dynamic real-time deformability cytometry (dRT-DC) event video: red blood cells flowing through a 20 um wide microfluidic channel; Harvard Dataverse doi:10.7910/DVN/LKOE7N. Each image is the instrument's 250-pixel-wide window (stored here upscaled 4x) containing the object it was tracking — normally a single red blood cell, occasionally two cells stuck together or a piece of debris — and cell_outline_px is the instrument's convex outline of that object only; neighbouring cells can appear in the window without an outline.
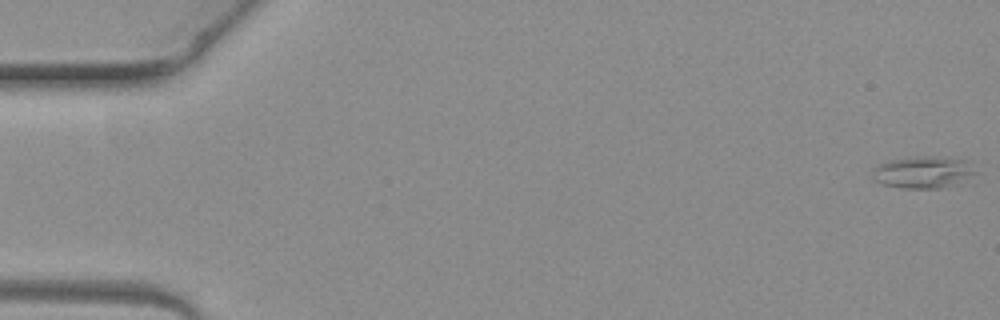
{"species": "common noctule bat (a hibernating species)", "species_latin": "Nyctalus noctula", "temperature_condition": "warm", "stored_images_in_passage": 6, "camera_frame_rate_fps": 3000, "um_per_image_px": 0.085, "animal": {"sex": "female", "body_mass_g": 19.3, "forearm_length_mm": 54.1}, "frame": {"image": 1, "passage_image": 1, "time_ms": 0.0, "image_size_px": [1000, 320], "cell_outline_px": [[980, 172], [940, 188], [904, 188], [884, 184], [872, 180], [872, 172], [876, 164], [888, 160], [916, 156], [932, 156], [972, 160]], "centroid_in_image_um": [78.47, 14.6], "position_along_channel_um": 6.5, "area_um2": 19.42}}
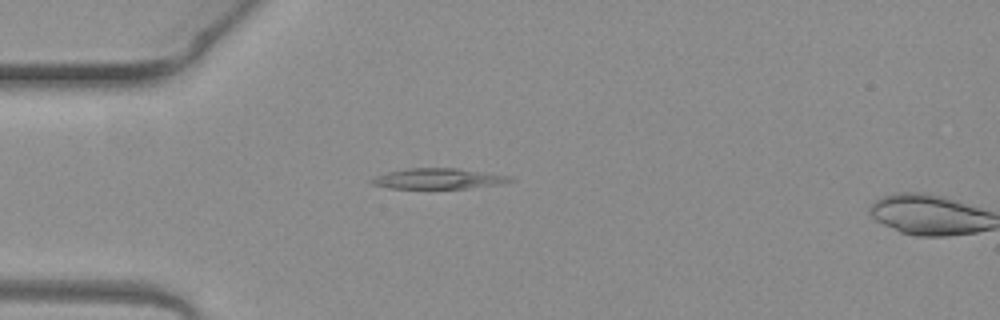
{"frame": {"image": 2, "passage_image": 5, "time_ms": 1.333, "image_size_px": [1000, 320], "cell_outline_px": [[516, 180], [500, 184], [468, 188], [388, 188], [372, 184], [368, 180], [376, 176], [388, 172], [408, 168], [456, 168], [512, 176]], "centroid_in_image_um": [37.27, 15.18], "position_along_channel_um": 47.7, "area_um2": 16.53}}